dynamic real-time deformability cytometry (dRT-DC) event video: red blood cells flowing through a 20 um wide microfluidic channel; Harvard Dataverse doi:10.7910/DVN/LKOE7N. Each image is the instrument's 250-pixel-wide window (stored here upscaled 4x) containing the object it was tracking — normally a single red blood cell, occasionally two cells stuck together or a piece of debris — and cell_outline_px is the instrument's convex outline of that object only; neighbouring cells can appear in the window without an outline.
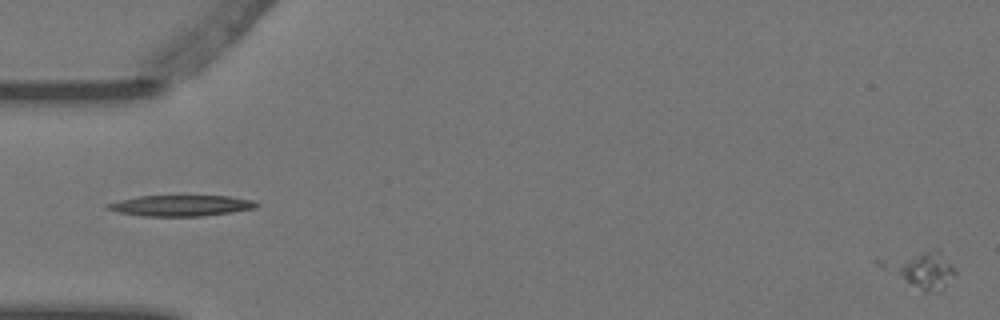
{"species": "Egyptian fruit bat (a non-hibernating species)", "species_latin": "Rousettus aegyptiacus", "temperature_condition": "warm", "stored_images_in_passage": 4, "camera_frame_rate_fps": 3000, "um_per_image_px": 0.085, "animal": {"sex": "female"}, "frame": {"image": 1, "passage_image": 4, "time_ms": 1.0, "image_size_px": [1000, 320], "cell_outline_px": [[956, 272], [944, 288], [940, 292], [924, 292], [880, 268], [872, 260], [936, 248], [940, 248], [956, 268]], "centroid_in_image_um": [78.27, 22.87], "position_along_channel_um": 6.7, "area_um2": 16.24}}